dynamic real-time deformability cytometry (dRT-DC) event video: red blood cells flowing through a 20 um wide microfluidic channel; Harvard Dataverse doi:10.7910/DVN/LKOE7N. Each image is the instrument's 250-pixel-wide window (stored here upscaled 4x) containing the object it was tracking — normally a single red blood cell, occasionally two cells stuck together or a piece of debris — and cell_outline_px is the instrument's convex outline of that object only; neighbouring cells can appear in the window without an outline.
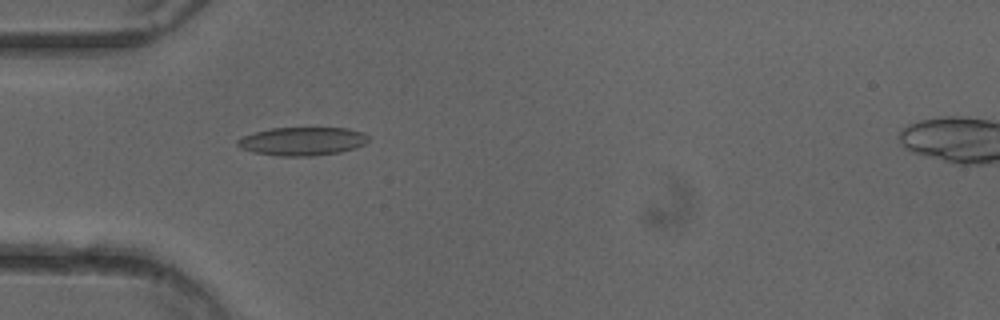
{"species": "common noctule bat (a hibernating species)", "species_latin": "Nyctalus noctula", "temperature_condition": "cold", "stored_images_in_passage": 51, "camera_frame_rate_fps": 3000, "um_per_image_px": 0.085, "animal": {"sex": "female"}, "frame": {"image": 1, "passage_image": 16, "time_ms": 5.0, "image_size_px": [1000, 320], "cell_outline_px": [[368, 140], [364, 144], [356, 148], [340, 152], [312, 156], [280, 156], [252, 152], [240, 148], [236, 144], [236, 140], [240, 136], [272, 128], [348, 128], [364, 132], [368, 136]], "centroid_in_image_um": [25.68, 12.01], "position_along_channel_um": 59.3, "area_um2": 21.79}}
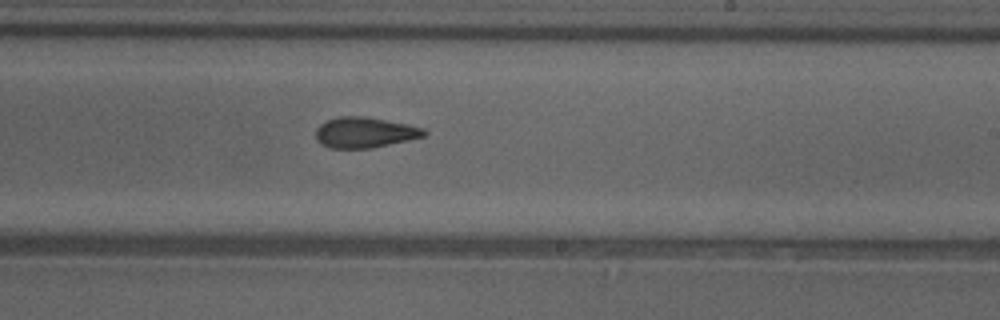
{"frame": {"image": 2, "passage_image": 31, "time_ms": 10.0, "image_size_px": [1000, 320], "cell_outline_px": [[428, 132], [424, 136], [408, 140], [372, 148], [328, 148], [320, 144], [316, 140], [316, 128], [324, 120], [340, 116], [364, 116], [408, 124], [424, 128]], "centroid_in_image_um": [30.97, 11.25], "position_along_channel_um": 258.0, "area_um2": 19.48}}
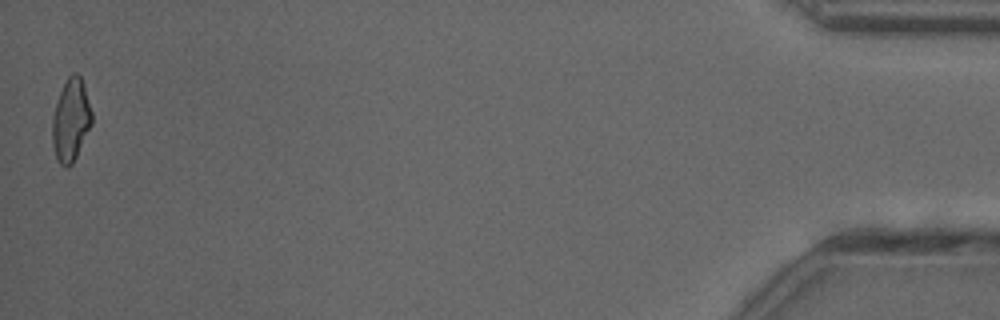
{"frame": {"image": 3, "passage_image": 51, "time_ms": 16.667, "image_size_px": [1000, 320], "cell_outline_px": [[92, 124], [72, 164], [68, 168], [60, 164], [56, 160], [52, 144], [52, 116], [60, 92], [68, 76], [72, 72], [76, 72], [80, 76], [92, 112]], "centroid_in_image_um": [6.0, 10.24], "position_along_channel_um": 429.2, "area_um2": 18.9}, "authors_computed_cell_mechanics": {"area_um2": 19.8254, "velocity_mm_per_s": 4.0324, "shape_relaxation_time_tau1_ms": 9.8812, "shape_relaxation_time_tau2_ms": 2.2346, "deformation_change_tau1": 0.2328, "deformation_change_tau2": 0.1032}}